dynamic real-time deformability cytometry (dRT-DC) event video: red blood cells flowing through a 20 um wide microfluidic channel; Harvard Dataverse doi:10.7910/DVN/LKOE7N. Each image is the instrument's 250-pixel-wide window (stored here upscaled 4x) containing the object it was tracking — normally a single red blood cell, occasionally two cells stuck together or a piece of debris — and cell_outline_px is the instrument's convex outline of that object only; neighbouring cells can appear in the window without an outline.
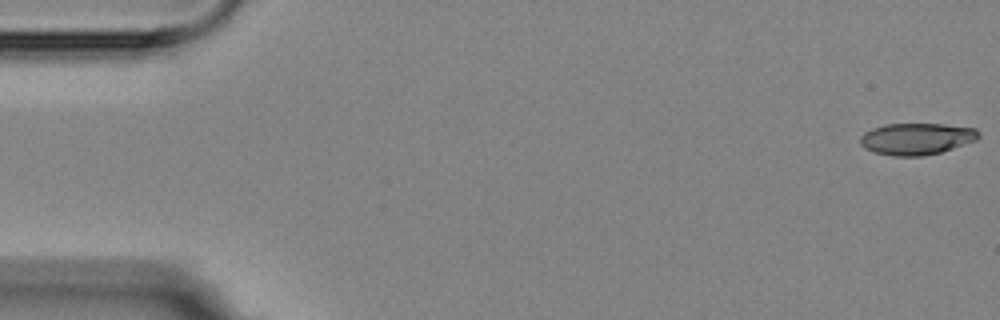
{"species": "Egyptian fruit bat (a non-hibernating species)", "species_latin": "Rousettus aegyptiacus", "temperature_condition": "room temperature", "stored_images_in_passage": 6, "camera_frame_rate_fps": 3000, "um_per_image_px": 0.085, "animal": {"sex": "female"}, "frame": {"image": 1, "passage_image": 1, "time_ms": 0.0, "image_size_px": [1000, 320], "cell_outline_px": [[980, 136], [976, 140], [940, 152], [924, 156], [892, 156], [872, 152], [864, 148], [860, 144], [860, 136], [864, 132], [872, 128], [884, 124], [944, 124], [976, 128], [980, 132]], "centroid_in_image_um": [77.88, 11.8], "position_along_channel_um": 7.1, "area_um2": 22.02}}
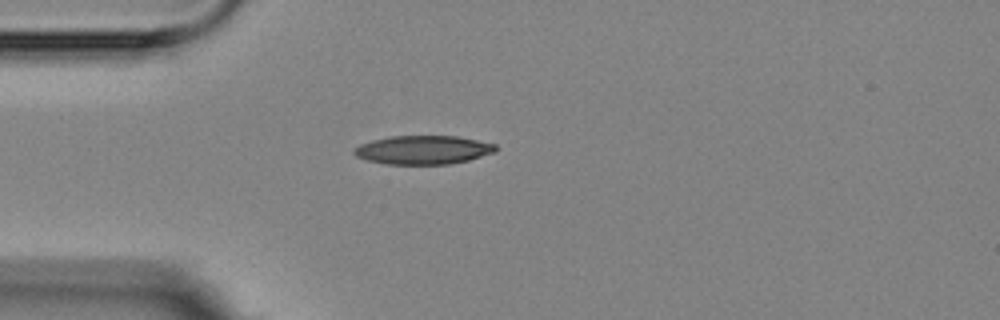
{"frame": {"image": 2, "passage_image": 5, "time_ms": 4.667, "image_size_px": [1000, 320], "cell_outline_px": [[496, 152], [468, 160], [448, 164], [388, 164], [368, 160], [356, 156], [352, 152], [352, 148], [360, 144], [372, 140], [392, 136], [456, 136], [496, 144]], "centroid_in_image_um": [35.95, 12.74], "position_along_channel_um": 49.1, "area_um2": 23.58}}